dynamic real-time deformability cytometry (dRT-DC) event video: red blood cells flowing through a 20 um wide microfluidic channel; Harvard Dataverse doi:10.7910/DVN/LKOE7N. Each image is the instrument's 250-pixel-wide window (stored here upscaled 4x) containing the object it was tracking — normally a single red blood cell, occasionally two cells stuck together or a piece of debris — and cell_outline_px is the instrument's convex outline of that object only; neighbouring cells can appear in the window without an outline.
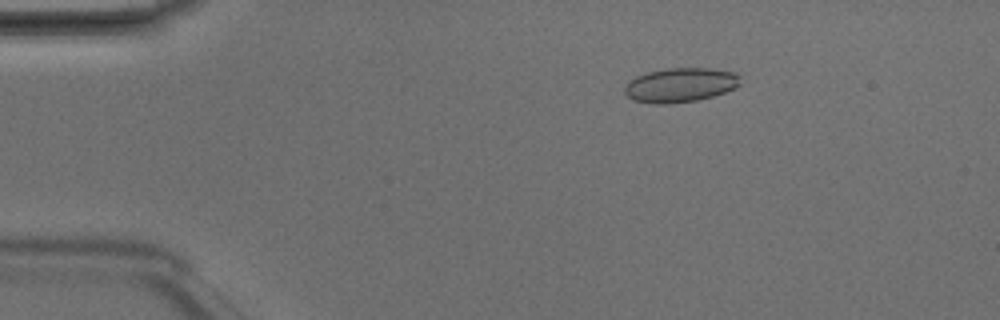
{"species": "Egyptian fruit bat (a non-hibernating species)", "species_latin": "Rousettus aegyptiacus", "temperature_condition": "room temperature", "stored_images_in_passage": 6, "camera_frame_rate_fps": 3000, "um_per_image_px": 0.085, "animal": {"sex": "male"}, "frame": {"image": 1, "passage_image": 3, "time_ms": 0.667, "image_size_px": [1000, 320], "cell_outline_px": [[740, 84], [736, 88], [712, 96], [696, 100], [672, 104], [652, 104], [632, 100], [624, 92], [624, 88], [628, 80], [636, 76], [648, 72], [668, 68], [712, 68], [732, 72], [736, 76]], "centroid_in_image_um": [57.76, 7.24], "position_along_channel_um": 27.2, "area_um2": 23.12}}